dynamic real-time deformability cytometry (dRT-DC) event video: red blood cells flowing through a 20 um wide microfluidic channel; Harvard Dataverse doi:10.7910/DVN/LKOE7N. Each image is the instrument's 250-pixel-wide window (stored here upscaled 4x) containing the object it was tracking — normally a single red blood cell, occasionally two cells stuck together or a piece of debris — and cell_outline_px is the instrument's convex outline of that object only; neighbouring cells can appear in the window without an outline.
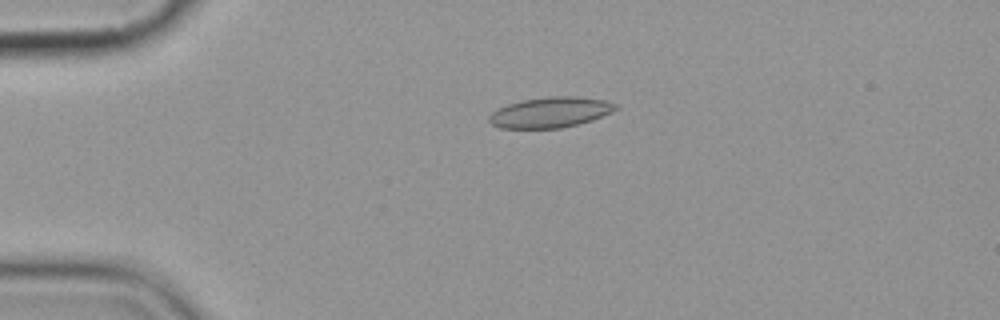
{"species": "common noctule bat (a hibernating species)", "species_latin": "Nyctalus noctula", "temperature_condition": "cold", "stored_images_in_passage": 4, "camera_frame_rate_fps": 3000, "um_per_image_px": 0.085, "animal": {"sex": "female", "body_mass_g": 19.9}, "frame": {"image": 1, "passage_image": 4, "time_ms": 3.333, "image_size_px": [1000, 320], "cell_outline_px": [[620, 108], [612, 112], [592, 120], [560, 128], [500, 128], [492, 124], [488, 120], [488, 116], [492, 112], [508, 104], [520, 100], [548, 96], [576, 96], [604, 100], [620, 104]], "centroid_in_image_um": [46.81, 9.54], "position_along_channel_um": 38.2, "area_um2": 22.6}}